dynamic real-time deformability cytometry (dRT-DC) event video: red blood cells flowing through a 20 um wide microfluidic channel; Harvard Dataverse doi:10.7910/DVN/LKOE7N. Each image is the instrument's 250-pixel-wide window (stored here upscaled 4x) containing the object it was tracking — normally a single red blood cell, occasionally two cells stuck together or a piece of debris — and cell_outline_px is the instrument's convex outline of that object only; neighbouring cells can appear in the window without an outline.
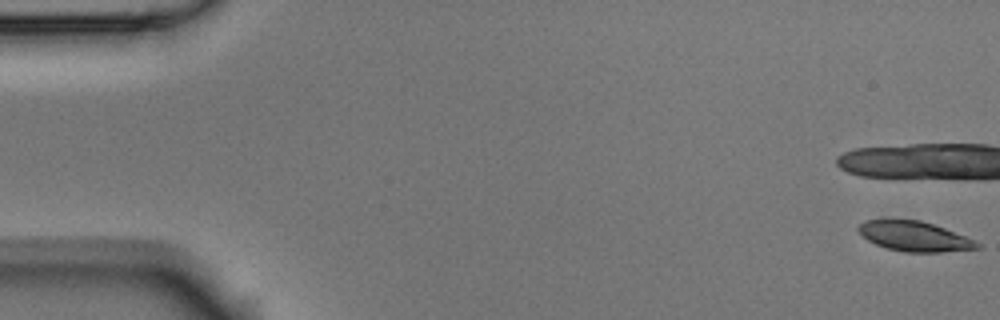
{"species": "Egyptian fruit bat (a non-hibernating species)", "species_latin": "Rousettus aegyptiacus", "temperature_condition": "room temperature", "stored_images_in_passage": 3, "segment_of_instrument_passage": [2, 2], "camera_frame_rate_fps": 3000, "um_per_image_px": 0.085, "animal": {"sex": "male"}, "frame": {"image": 1, "passage_image": 3, "time_ms": 0.667, "image_size_px": [1000, 320], "cell_outline_px": [[980, 248], [940, 252], [904, 252], [888, 248], [876, 244], [868, 240], [856, 228], [864, 220], [920, 220], [944, 228], [964, 236], [980, 244]], "centroid_in_image_um": [77.7, 20.09], "position_along_channel_um": 7.3, "area_um2": 20.23}}